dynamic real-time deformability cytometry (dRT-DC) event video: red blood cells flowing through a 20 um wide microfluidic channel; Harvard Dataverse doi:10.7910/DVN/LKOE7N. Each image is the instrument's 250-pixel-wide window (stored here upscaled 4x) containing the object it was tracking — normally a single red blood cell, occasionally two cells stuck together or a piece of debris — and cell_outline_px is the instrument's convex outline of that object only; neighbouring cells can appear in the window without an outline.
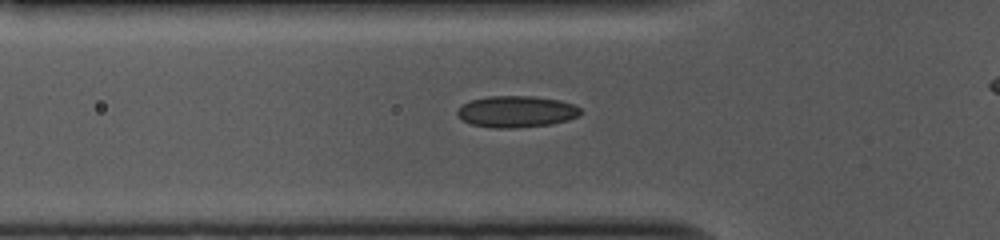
{"species": "common noctule bat (a hibernating species)", "species_latin": "Nyctalus noctula", "temperature_condition": "cold", "stored_images_in_passage": 29, "camera_frame_rate_fps": 3000, "um_per_image_px": 0.085, "animal": {"sex": "female", "body_mass_g": 10.0, "forearm_length_mm": 53.1}, "frame": {"image": 1, "passage_image": 3, "time_ms": 0.667, "image_size_px": [1000, 240], "cell_outline_px": [[580, 116], [568, 120], [552, 124], [516, 128], [492, 128], [472, 124], [456, 116], [456, 108], [472, 100], [488, 96], [532, 96], [560, 100], [572, 104], [580, 108]], "centroid_in_image_um": [43.88, 9.49], "position_along_channel_um": 81.9, "area_um2": 22.72}}
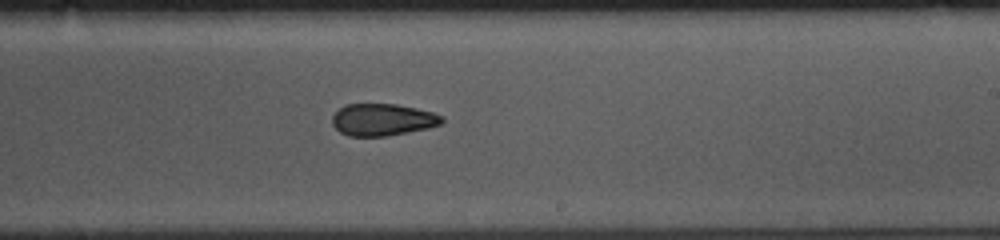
{"frame": {"image": 2, "passage_image": 17, "time_ms": 5.333, "image_size_px": [1000, 240], "cell_outline_px": [[444, 120], [440, 124], [428, 128], [384, 136], [348, 136], [340, 132], [332, 124], [332, 116], [344, 104], [396, 104], [416, 108], [432, 112], [444, 116]], "centroid_in_image_um": [32.51, 10.17], "position_along_channel_um": 256.5, "area_um2": 20.4}}
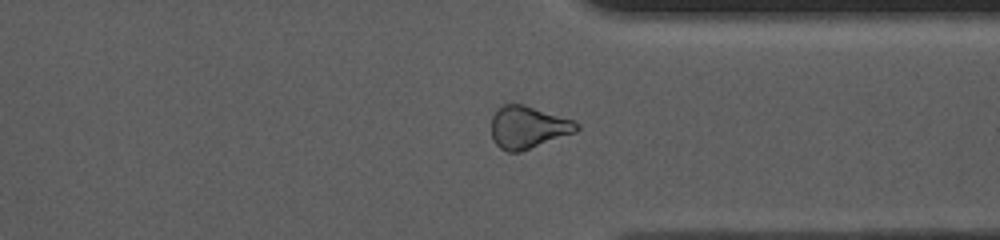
{"frame": {"image": 3, "passage_image": 26, "time_ms": 8.333, "image_size_px": [1000, 240], "cell_outline_px": [[580, 128], [576, 132], [520, 152], [508, 152], [500, 148], [496, 144], [492, 136], [492, 116], [504, 104], [524, 104], [576, 120], [580, 124]], "centroid_in_image_um": [44.93, 10.81], "position_along_channel_um": 366.5, "area_um2": 21.15}}